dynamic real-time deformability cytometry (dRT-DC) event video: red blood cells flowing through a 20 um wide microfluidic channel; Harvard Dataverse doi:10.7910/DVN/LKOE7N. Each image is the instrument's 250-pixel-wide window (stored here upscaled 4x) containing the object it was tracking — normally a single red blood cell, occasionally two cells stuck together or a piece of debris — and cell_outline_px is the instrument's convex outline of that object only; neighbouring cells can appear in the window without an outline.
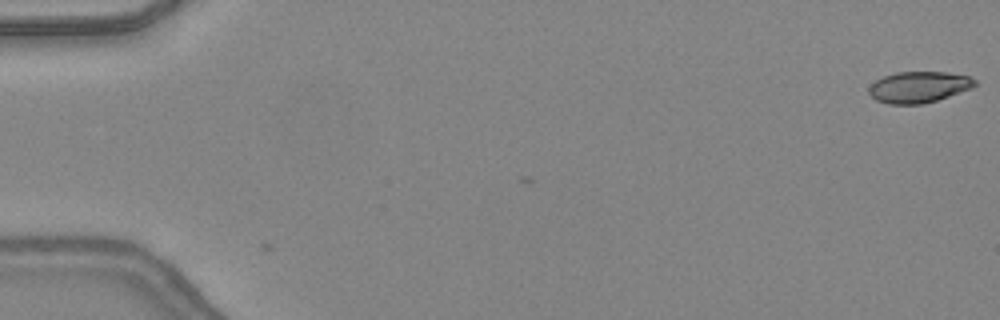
{"species": "common noctule bat (a hibernating species)", "species_latin": "Nyctalus noctula", "temperature_condition": "warm", "stored_images_in_passage": 3, "camera_frame_rate_fps": 3000, "um_per_image_px": 0.085, "animal": {"sex": "female", "body_mass_g": 24.6, "forearm_length_mm": 56.2}, "frame": {"image": 1, "passage_image": 3, "time_ms": 0.667, "image_size_px": [1000, 320], "cell_outline_px": [[976, 84], [972, 88], [936, 100], [920, 104], [888, 104], [876, 100], [868, 92], [868, 88], [876, 80], [884, 76], [896, 72], [948, 72], [968, 76], [976, 80]], "centroid_in_image_um": [78.08, 7.39], "position_along_channel_um": 6.9, "area_um2": 19.13}}